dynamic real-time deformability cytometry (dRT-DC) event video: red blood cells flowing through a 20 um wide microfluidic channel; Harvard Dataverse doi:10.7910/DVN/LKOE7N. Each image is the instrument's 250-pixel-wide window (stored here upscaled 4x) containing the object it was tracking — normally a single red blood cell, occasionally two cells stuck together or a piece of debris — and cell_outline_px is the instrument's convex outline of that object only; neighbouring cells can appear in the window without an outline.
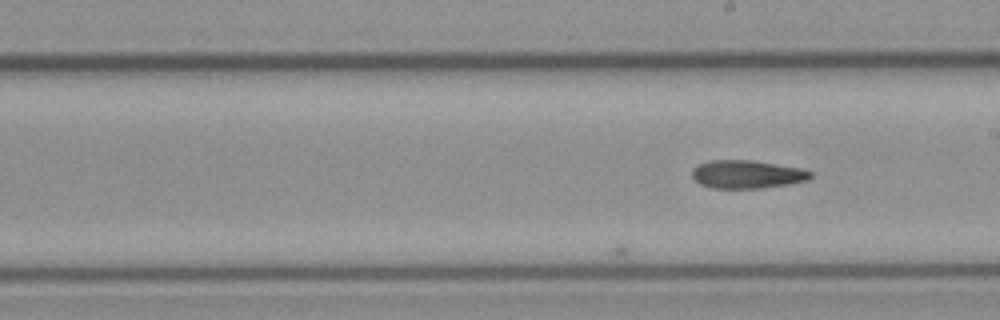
{"species": "common noctule bat (a hibernating species)", "species_latin": "Nyctalus noctula", "temperature_condition": "cold", "stored_images_in_passage": 13, "camera_frame_rate_fps": 3000, "um_per_image_px": 0.085, "animal": {"sex": "female", "body_mass_g": 21.9}, "frame": {"image": 1, "passage_image": 13, "time_ms": 4.0, "image_size_px": [1000, 320], "cell_outline_px": [[812, 176], [808, 180], [788, 184], [760, 188], [712, 188], [700, 184], [692, 176], [692, 168], [696, 164], [708, 160], [752, 160], [800, 168], [812, 172]], "centroid_in_image_um": [63.46, 14.81], "position_along_channel_um": 225.5, "area_um2": 19.48}}